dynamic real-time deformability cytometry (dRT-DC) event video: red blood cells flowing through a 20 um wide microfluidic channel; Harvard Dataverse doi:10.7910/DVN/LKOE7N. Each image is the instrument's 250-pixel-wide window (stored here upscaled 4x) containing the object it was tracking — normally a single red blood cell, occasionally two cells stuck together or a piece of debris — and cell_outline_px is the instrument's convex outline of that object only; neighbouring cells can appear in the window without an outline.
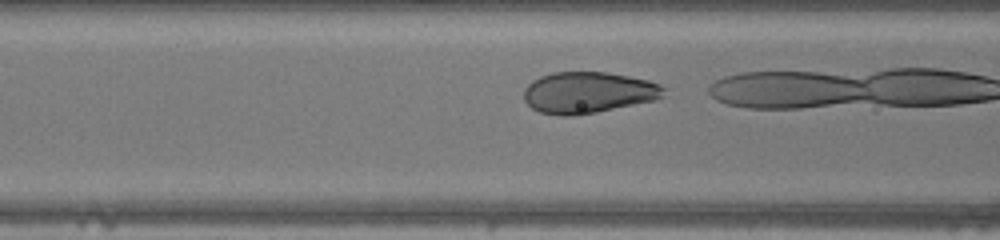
{"species": "human", "species_latin": "Homo sapiens", "temperature_condition": "warm", "stored_images_in_passage": 9, "camera_frame_rate_fps": 3000, "um_per_image_px": 0.085, "donor": {"sex": "male"}, "frame": {"image": 1, "passage_image": 7, "time_ms": 2.0, "image_size_px": [1000, 240], "cell_outline_px": [[668, 88], [664, 96], [656, 100], [576, 116], [564, 116], [540, 112], [532, 108], [524, 100], [524, 88], [532, 80], [540, 76], [552, 72], [608, 72], [648, 80], [660, 84]], "centroid_in_image_um": [50.02, 7.86], "position_along_channel_um": 116.6, "area_um2": 33.99}}